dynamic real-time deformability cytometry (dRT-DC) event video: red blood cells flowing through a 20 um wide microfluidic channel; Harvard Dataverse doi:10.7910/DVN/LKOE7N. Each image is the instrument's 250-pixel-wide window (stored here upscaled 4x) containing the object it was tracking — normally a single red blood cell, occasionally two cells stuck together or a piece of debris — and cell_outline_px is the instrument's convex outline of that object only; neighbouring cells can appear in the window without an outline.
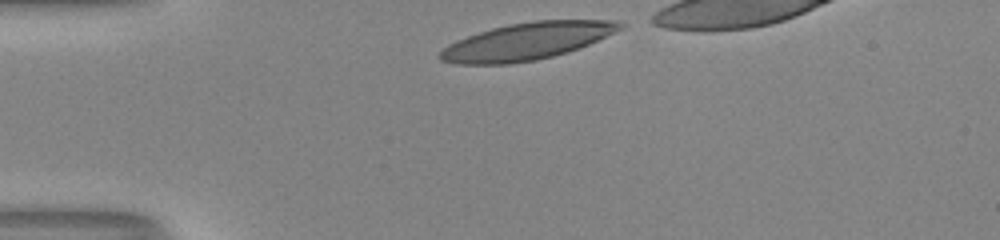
{"species": "human", "species_latin": "Homo sapiens", "temperature_condition": "room temperature", "stored_images_in_passage": 30, "camera_frame_rate_fps": 3000, "um_per_image_px": 0.085, "donor": {"sex": "male"}, "frame": {"image": 1, "passage_image": 1, "time_ms": 0.0, "image_size_px": [1000, 240], "cell_outline_px": [[628, 24], [624, 28], [588, 44], [568, 52], [536, 60], [508, 64], [456, 64], [440, 60], [436, 56], [448, 44], [456, 40], [492, 28], [512, 24], [536, 20], [620, 20]], "centroid_in_image_um": [44.81, 3.51], "position_along_channel_um": 40.2, "area_um2": 38.84}}
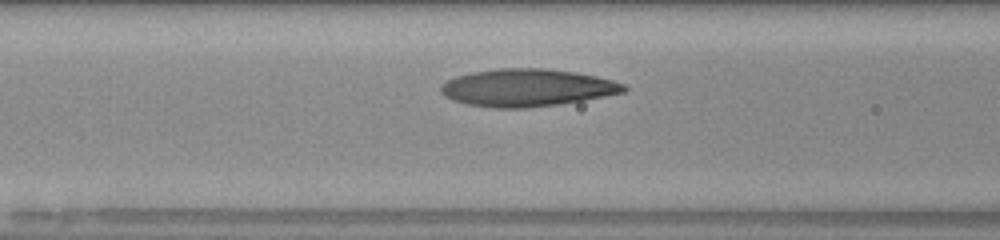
{"frame": {"image": 2, "passage_image": 10, "time_ms": 3.0, "image_size_px": [1000, 240], "cell_outline_px": [[628, 88], [624, 92], [604, 96], [560, 104], [524, 108], [492, 108], [468, 104], [452, 100], [444, 96], [440, 92], [440, 84], [456, 76], [472, 72], [496, 68], [548, 68], [576, 72], [596, 76], [612, 80], [624, 84]], "centroid_in_image_um": [44.77, 7.45], "position_along_channel_um": 121.8, "area_um2": 40.11}}
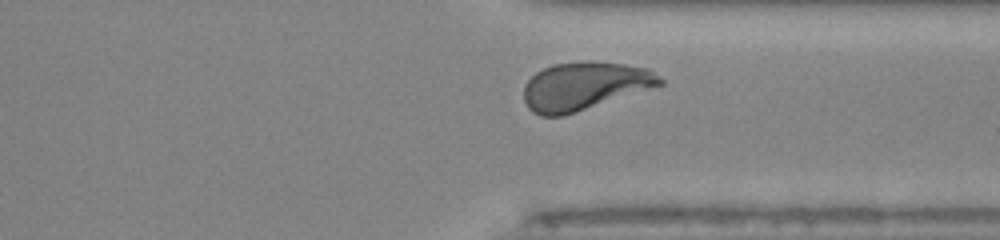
{"frame": {"image": 3, "passage_image": 28, "time_ms": 9.0, "image_size_px": [1000, 240], "cell_outline_px": [[664, 84], [564, 116], [540, 116], [532, 112], [528, 108], [524, 100], [524, 88], [528, 80], [536, 72], [552, 64], [584, 60], [588, 60], [624, 64], [648, 68], [660, 76], [664, 80]], "centroid_in_image_um": [49.67, 7.3], "position_along_channel_um": 361.7, "area_um2": 38.32}, "authors_computed_cell_mechanics": {"area_um2": 38.7838, "velocity_mm_per_s": 3.9963, "shape_relaxation_time_tau1_ms": 4.4143, "shape_relaxation_time_tau2_ms": 1.4415, "deformation_change_tau1": 0.2114, "deformation_change_tau2": 0.0799}}